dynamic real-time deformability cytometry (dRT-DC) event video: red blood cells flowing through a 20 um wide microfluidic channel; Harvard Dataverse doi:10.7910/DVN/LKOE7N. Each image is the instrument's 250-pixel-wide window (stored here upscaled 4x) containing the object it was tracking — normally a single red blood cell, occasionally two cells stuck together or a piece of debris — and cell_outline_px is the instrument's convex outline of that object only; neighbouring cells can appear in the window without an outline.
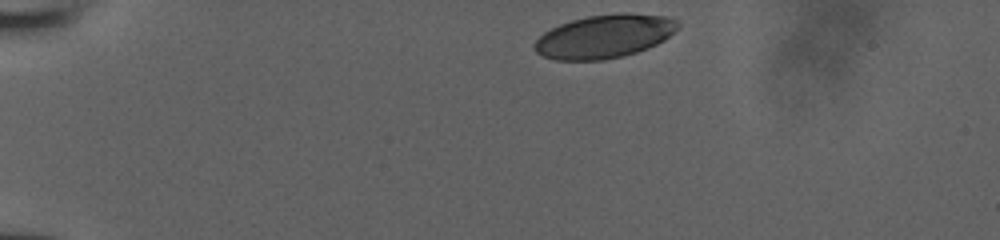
{"species": "human", "species_latin": "Homo sapiens", "temperature_condition": "room temperature", "stored_images_in_passage": 34, "camera_frame_rate_fps": 3000, "um_per_image_px": 0.085, "donor": {"sex": "male"}, "frame": {"image": 1, "passage_image": 1, "time_ms": 0.0, "image_size_px": [1000, 240], "cell_outline_px": [[680, 24], [664, 40], [656, 44], [636, 52], [604, 60], [556, 60], [544, 56], [536, 52], [532, 48], [532, 44], [544, 32], [560, 24], [572, 20], [588, 16], [620, 12], [628, 12], [672, 16], [680, 20]], "centroid_in_image_um": [51.39, 3.07], "position_along_channel_um": 33.6, "area_um2": 36.47}}
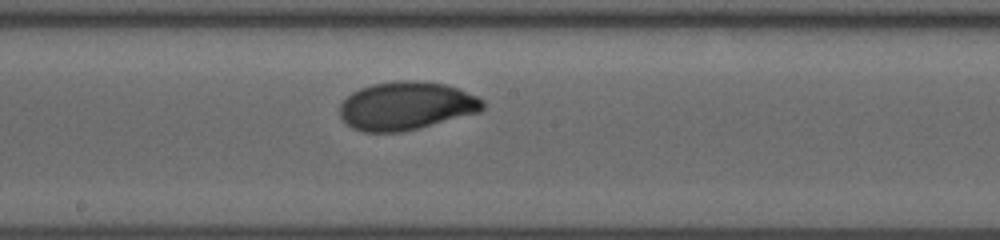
{"frame": {"image": 2, "passage_image": 20, "time_ms": 6.333, "image_size_px": [1000, 240], "cell_outline_px": [[484, 108], [480, 112], [400, 132], [364, 132], [352, 128], [340, 116], [340, 104], [352, 92], [360, 88], [372, 84], [396, 80], [416, 80], [444, 84], [460, 88], [484, 100]], "centroid_in_image_um": [34.53, 8.98], "position_along_channel_um": 213.7, "area_um2": 40.11}}
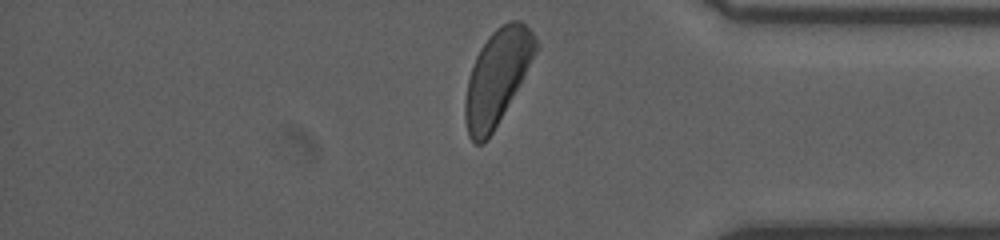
{"frame": {"image": 3, "passage_image": 34, "time_ms": 11.0, "image_size_px": [1000, 240], "cell_outline_px": [[536, 52], [524, 76], [492, 132], [484, 144], [476, 144], [468, 136], [464, 116], [464, 104], [468, 80], [476, 56], [480, 48], [488, 36], [496, 28], [508, 20], [520, 20], [536, 36]], "centroid_in_image_um": [42.23, 6.54], "position_along_channel_um": 393.0, "area_um2": 38.21}}